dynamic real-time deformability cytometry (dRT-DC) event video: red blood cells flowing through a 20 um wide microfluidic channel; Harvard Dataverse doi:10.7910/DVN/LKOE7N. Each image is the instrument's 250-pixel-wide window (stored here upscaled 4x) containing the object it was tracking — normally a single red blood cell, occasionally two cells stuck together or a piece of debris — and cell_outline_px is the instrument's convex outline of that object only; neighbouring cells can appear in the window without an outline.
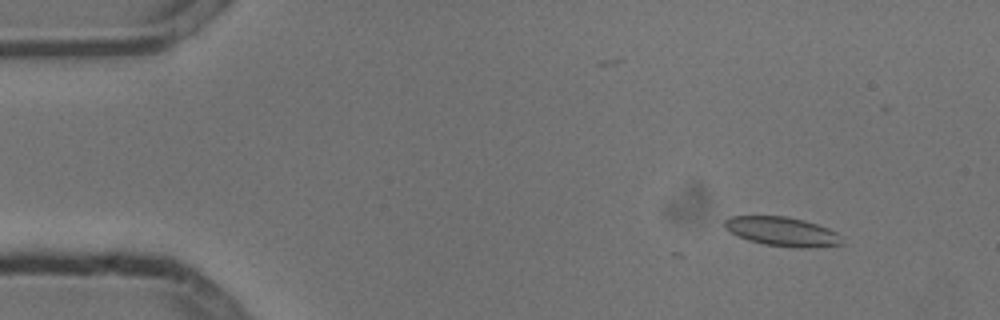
{"species": "common noctule bat (a hibernating species)", "species_latin": "Nyctalus noctula", "temperature_condition": "cold", "stored_images_in_passage": 8, "camera_frame_rate_fps": 3000, "um_per_image_px": 0.085, "animal": {"sex": "male", "body_mass_g": 13.3}, "frame": {"image": 1, "passage_image": 1, "time_ms": 0.0, "image_size_px": [1000, 320], "cell_outline_px": [[844, 244], [812, 248], [792, 248], [764, 244], [748, 240], [736, 236], [724, 228], [724, 220], [728, 216], [788, 216], [804, 220], [828, 228], [836, 232]], "centroid_in_image_um": [66.45, 19.68], "position_along_channel_um": 18.5, "area_um2": 20.17}}
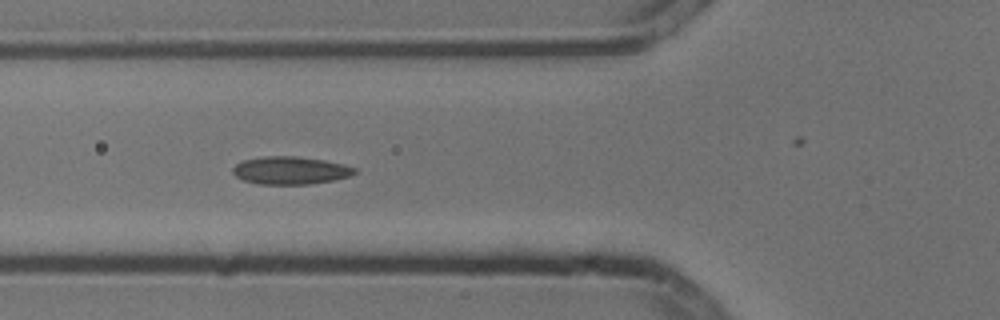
{"frame": {"image": 2, "passage_image": 5, "time_ms": 1.333, "image_size_px": [1000, 320], "cell_outline_px": [[356, 172], [352, 176], [312, 184], [256, 184], [244, 180], [236, 176], [232, 172], [232, 168], [236, 164], [244, 160], [264, 156], [296, 156], [324, 160], [344, 164], [356, 168]], "centroid_in_image_um": [24.69, 14.48], "position_along_channel_um": 101.1, "area_um2": 19.77}}
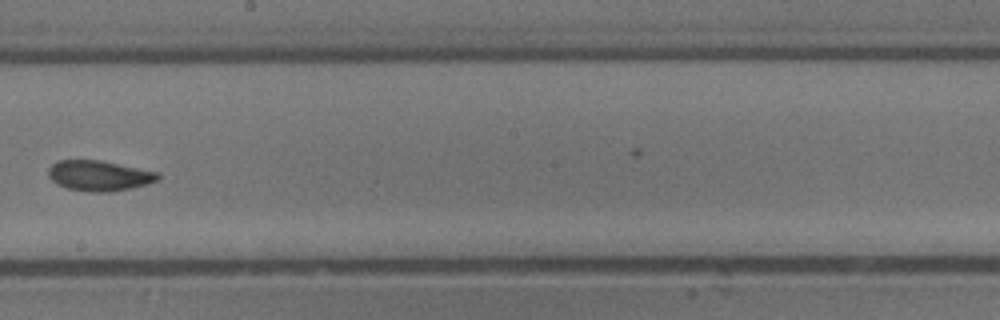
{"frame": {"image": 3, "passage_image": 8, "time_ms": 2.333, "image_size_px": [1000, 320], "cell_outline_px": [[160, 180], [132, 188], [108, 192], [88, 192], [68, 188], [56, 184], [48, 176], [48, 168], [56, 160], [100, 160], [160, 172]], "centroid_in_image_um": [8.44, 14.93], "position_along_channel_um": 239.8, "area_um2": 19.59}}